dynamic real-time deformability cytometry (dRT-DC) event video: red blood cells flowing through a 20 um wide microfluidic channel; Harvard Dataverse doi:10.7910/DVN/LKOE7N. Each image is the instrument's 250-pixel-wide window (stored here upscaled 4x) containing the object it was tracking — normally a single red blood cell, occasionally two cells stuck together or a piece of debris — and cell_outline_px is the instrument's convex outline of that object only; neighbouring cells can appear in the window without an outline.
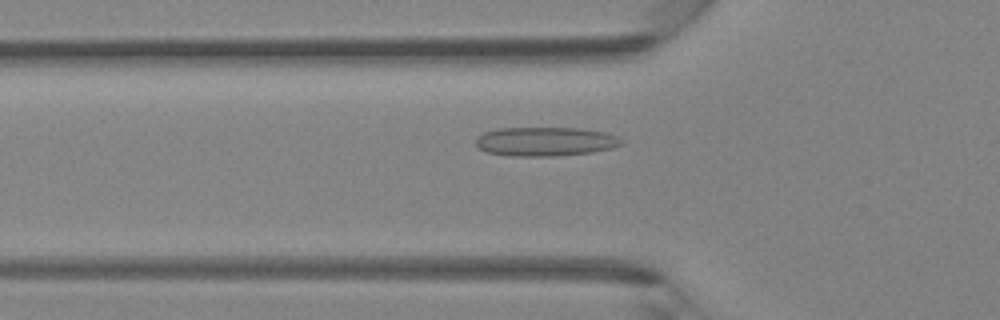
{"species": "Egyptian fruit bat (a non-hibernating species)", "species_latin": "Rousettus aegyptiacus", "temperature_condition": "room temperature", "stored_images_in_passage": 42, "camera_frame_rate_fps": 3000, "um_per_image_px": 0.085, "animal": {"sex": "female"}, "frame": {"image": 1, "passage_image": 14, "time_ms": 4.333, "image_size_px": [1000, 320], "cell_outline_px": [[624, 144], [612, 148], [592, 152], [556, 156], [512, 156], [488, 152], [480, 148], [476, 144], [476, 136], [484, 132], [500, 128], [580, 128], [604, 132], [616, 136], [624, 140]], "centroid_in_image_um": [46.38, 12.03], "position_along_channel_um": 79.4, "area_um2": 24.68}}
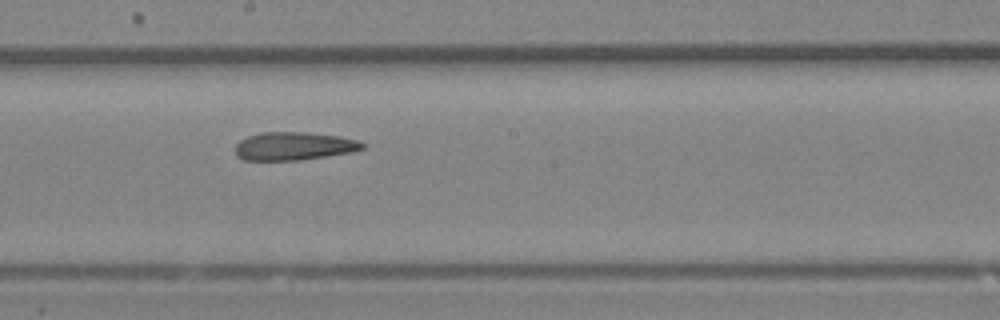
{"frame": {"image": 2, "passage_image": 23, "time_ms": 7.333, "image_size_px": [1000, 320], "cell_outline_px": [[364, 148], [352, 152], [300, 160], [244, 160], [236, 156], [236, 144], [240, 140], [248, 136], [260, 132], [308, 132], [340, 136], [360, 140], [364, 144]], "centroid_in_image_um": [24.99, 12.41], "position_along_channel_um": 223.2, "area_um2": 20.98}}
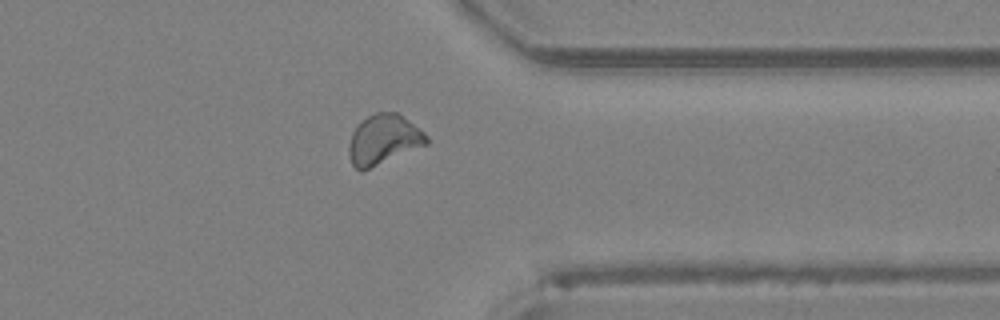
{"frame": {"image": 3, "passage_image": 33, "time_ms": 10.667, "image_size_px": [1000, 320], "cell_outline_px": [[428, 144], [360, 172], [352, 164], [348, 152], [348, 148], [352, 132], [368, 116], [376, 112], [396, 112], [408, 120], [424, 132], [428, 136]], "centroid_in_image_um": [32.6, 11.87], "position_along_channel_um": 378.8, "area_um2": 22.25}}